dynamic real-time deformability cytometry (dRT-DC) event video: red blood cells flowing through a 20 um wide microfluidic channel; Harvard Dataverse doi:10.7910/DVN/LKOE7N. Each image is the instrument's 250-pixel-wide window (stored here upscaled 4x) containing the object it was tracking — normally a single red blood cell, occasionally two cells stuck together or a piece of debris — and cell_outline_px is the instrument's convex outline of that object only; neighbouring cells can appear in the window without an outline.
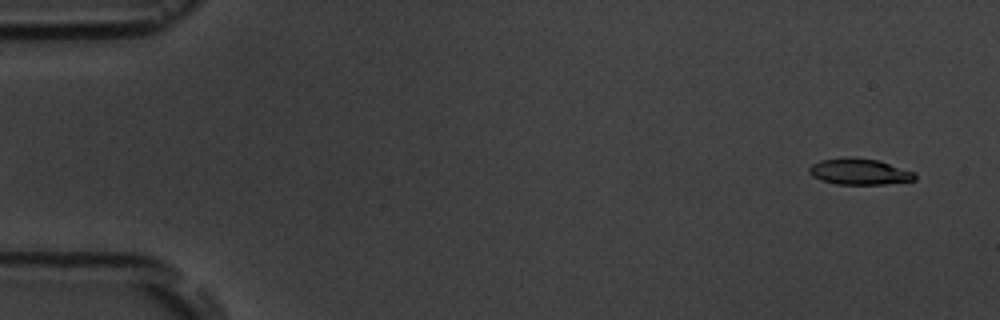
{"species": "common noctule bat (a hibernating species)", "species_latin": "Nyctalus noctula", "temperature_condition": "room temperature", "stored_images_in_passage": 3, "camera_frame_rate_fps": 3000, "um_per_image_px": 0.085, "animal": {"sex": "male", "body_mass_g": 19.5, "forearm_length_mm": 54.6}, "frame": {"image": 1, "passage_image": 3, "time_ms": 2.333, "image_size_px": [1000, 320], "cell_outline_px": [[916, 180], [884, 184], [836, 184], [820, 180], [812, 176], [808, 172], [808, 168], [812, 164], [820, 160], [844, 156], [876, 160], [912, 172], [916, 176]], "centroid_in_image_um": [72.96, 14.59], "position_along_channel_um": 12.0, "area_um2": 15.95}}